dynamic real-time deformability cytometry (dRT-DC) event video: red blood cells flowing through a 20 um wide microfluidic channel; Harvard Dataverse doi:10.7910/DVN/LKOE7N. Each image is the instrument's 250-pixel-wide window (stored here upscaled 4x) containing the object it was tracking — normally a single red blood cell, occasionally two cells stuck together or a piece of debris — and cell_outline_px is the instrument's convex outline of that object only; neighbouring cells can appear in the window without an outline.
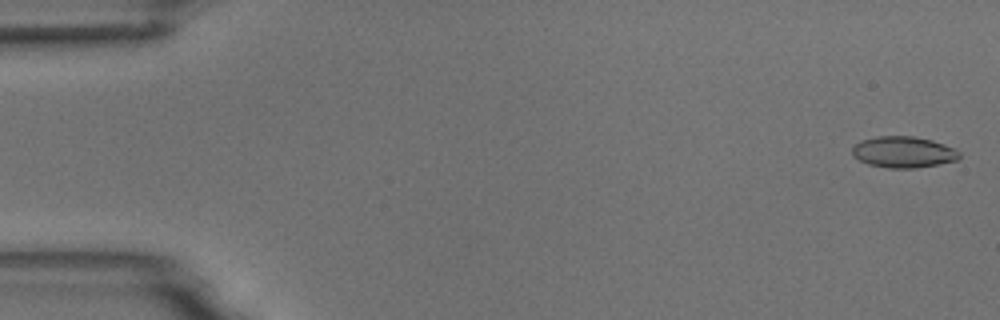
{"species": "common noctule bat (a hibernating species)", "species_latin": "Nyctalus noctula", "temperature_condition": "room temperature", "stored_images_in_passage": 55, "camera_frame_rate_fps": 3000, "um_per_image_px": 0.085, "animal": {"sex": "male", "body_mass_g": 18.8}, "frame": {"image": 1, "passage_image": 2, "time_ms": 0.333, "image_size_px": [1000, 320], "cell_outline_px": [[960, 156], [956, 160], [916, 168], [888, 168], [868, 164], [852, 156], [852, 148], [860, 140], [876, 136], [912, 136], [932, 140], [956, 148], [960, 152]], "centroid_in_image_um": [76.78, 12.92], "position_along_channel_um": 8.2, "area_um2": 19.54}}
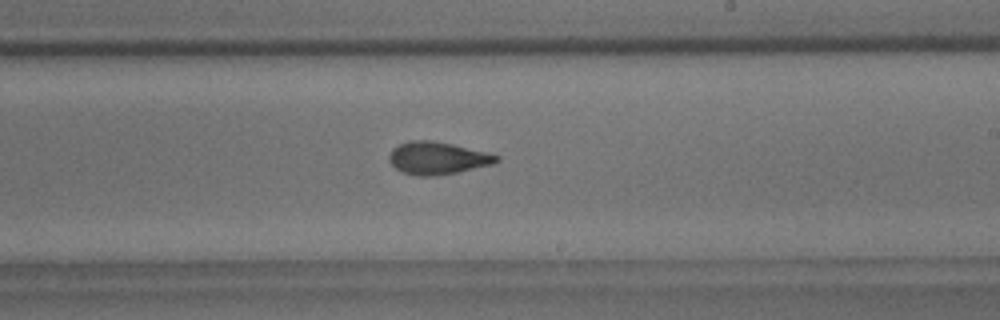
{"frame": {"image": 2, "passage_image": 33, "time_ms": 10.667, "image_size_px": [1000, 320], "cell_outline_px": [[500, 160], [492, 164], [456, 172], [436, 176], [416, 176], [400, 172], [388, 160], [388, 156], [392, 148], [408, 140], [432, 140], [452, 144], [488, 152], [500, 156]], "centroid_in_image_um": [37.16, 13.43], "position_along_channel_um": 251.8, "area_um2": 20.46}}
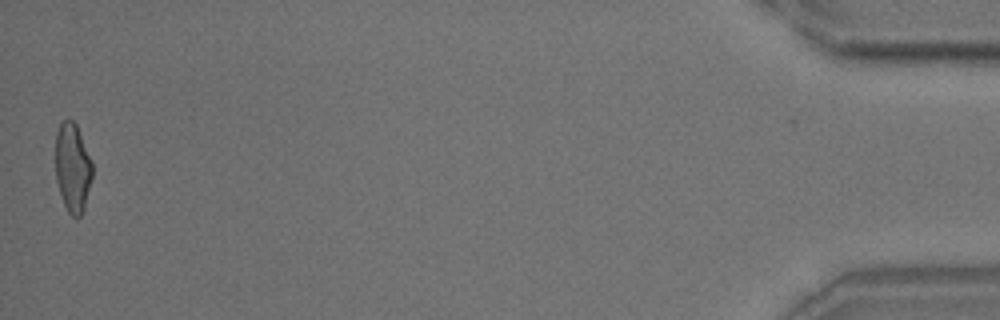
{"frame": {"image": 3, "passage_image": 55, "time_ms": 18.0, "image_size_px": [1000, 320], "cell_outline_px": [[92, 176], [84, 208], [80, 216], [72, 216], [68, 212], [64, 204], [56, 180], [56, 132], [60, 124], [64, 120], [72, 120], [76, 124], [92, 160]], "centroid_in_image_um": [6.17, 14.23], "position_along_channel_um": 429.0, "area_um2": 18.9}, "authors_computed_cell_mechanics": {"area_um2": 19.941, "velocity_mm_per_s": 3.6909, "shape_relaxation_time_tau1_ms": 8.3773, "shape_relaxation_time_tau2_ms": 2.506, "deformation_change_tau1": 0.2087, "deformation_change_tau2": 0.092}}